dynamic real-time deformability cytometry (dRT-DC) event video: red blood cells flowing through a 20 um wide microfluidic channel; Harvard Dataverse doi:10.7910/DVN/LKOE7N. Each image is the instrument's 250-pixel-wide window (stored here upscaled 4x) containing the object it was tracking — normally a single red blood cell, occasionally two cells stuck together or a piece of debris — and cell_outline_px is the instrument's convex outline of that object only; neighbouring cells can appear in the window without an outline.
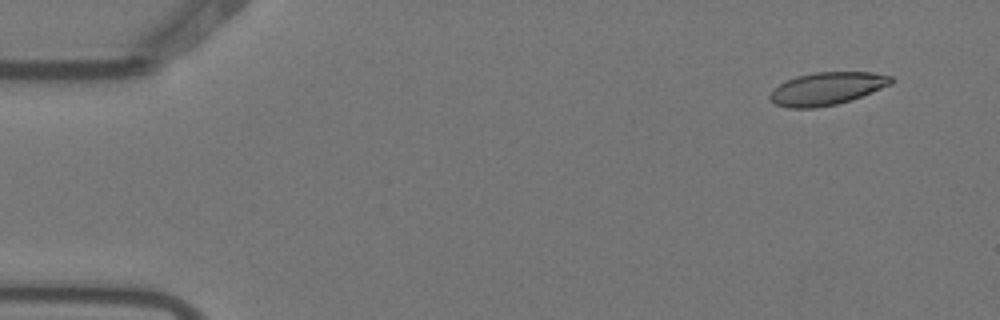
{"species": "Egyptian fruit bat (a non-hibernating species)", "species_latin": "Rousettus aegyptiacus", "temperature_condition": "warm", "stored_images_in_passage": 4, "camera_frame_rate_fps": 3000, "um_per_image_px": 0.085, "animal": {"sex": "female"}, "frame": {"image": 1, "passage_image": 1, "time_ms": 0.0, "image_size_px": [1000, 320], "cell_outline_px": [[892, 84], [852, 100], [836, 104], [816, 108], [788, 108], [776, 104], [768, 96], [780, 84], [796, 76], [816, 72], [872, 72], [892, 76]], "centroid_in_image_um": [70.31, 7.53], "position_along_channel_um": 14.7, "area_um2": 22.95}}
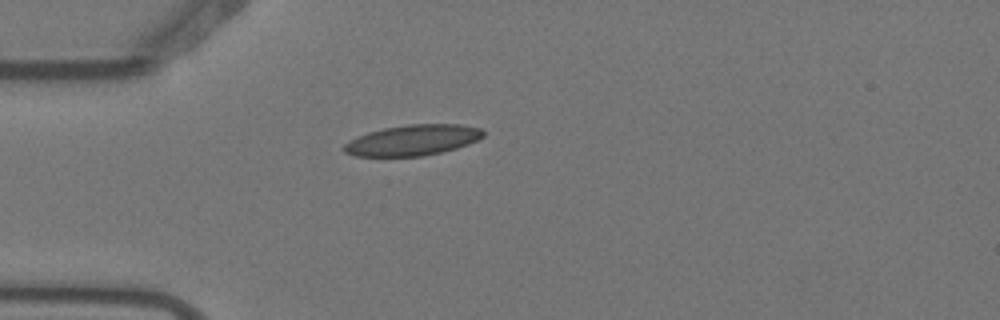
{"frame": {"image": 2, "passage_image": 4, "time_ms": 1.0, "image_size_px": [1000, 320], "cell_outline_px": [[484, 136], [468, 144], [456, 148], [424, 156], [356, 156], [344, 152], [340, 148], [344, 144], [368, 132], [384, 128], [408, 124], [460, 124], [480, 128], [484, 132]], "centroid_in_image_um": [35.08, 11.91], "position_along_channel_um": 49.9, "area_um2": 24.74}}